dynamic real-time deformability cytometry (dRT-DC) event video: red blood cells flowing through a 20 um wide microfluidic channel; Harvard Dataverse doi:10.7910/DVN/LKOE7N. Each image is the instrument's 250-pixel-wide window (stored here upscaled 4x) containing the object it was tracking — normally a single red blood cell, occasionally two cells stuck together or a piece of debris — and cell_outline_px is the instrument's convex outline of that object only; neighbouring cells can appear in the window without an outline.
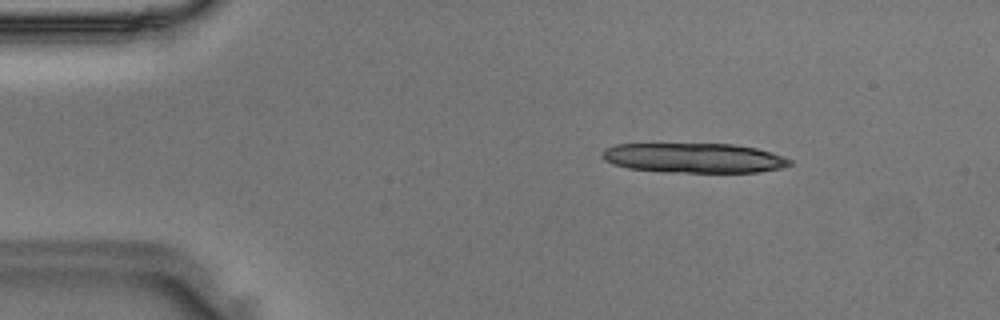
{"species": "Egyptian fruit bat (a non-hibernating species)", "species_latin": "Rousettus aegyptiacus", "temperature_condition": "room temperature", "stored_images_in_passage": 22, "camera_frame_rate_fps": 3000, "um_per_image_px": 0.085, "animal": {"sex": "male"}, "frame": {"image": 1, "passage_image": 7, "time_ms": 2.0, "image_size_px": [1000, 320], "cell_outline_px": [[792, 164], [784, 168], [760, 172], [664, 172], [628, 168], [612, 164], [604, 160], [600, 156], [600, 152], [604, 148], [616, 144], [736, 144], [756, 148], [772, 152], [784, 156], [792, 160]], "centroid_in_image_um": [58.99, 13.43], "position_along_channel_um": 26.0, "area_um2": 32.95}}